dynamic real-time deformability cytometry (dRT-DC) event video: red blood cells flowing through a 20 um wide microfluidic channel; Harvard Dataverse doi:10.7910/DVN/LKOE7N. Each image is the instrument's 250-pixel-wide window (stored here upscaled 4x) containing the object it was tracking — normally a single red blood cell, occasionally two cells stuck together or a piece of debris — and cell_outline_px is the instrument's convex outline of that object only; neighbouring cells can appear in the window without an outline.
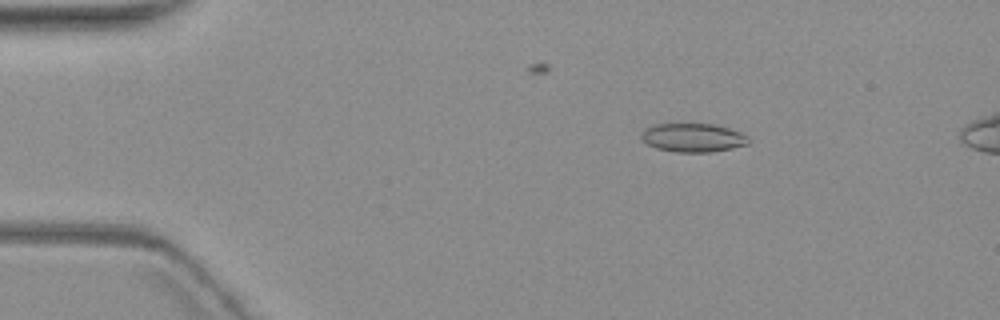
{"species": "common noctule bat (a hibernating species)", "species_latin": "Nyctalus noctula", "temperature_condition": "warm", "stored_images_in_passage": 4, "camera_frame_rate_fps": 3000, "um_per_image_px": 0.085, "animal": {"sex": "female", "body_mass_g": 19.3, "forearm_length_mm": 54.1}, "frame": {"image": 1, "passage_image": 2, "time_ms": 1.0, "image_size_px": [1000, 320], "cell_outline_px": [[748, 144], [732, 148], [712, 152], [676, 152], [656, 148], [648, 144], [640, 136], [640, 132], [644, 128], [656, 124], [716, 124], [740, 132], [748, 136]], "centroid_in_image_um": [58.89, 11.7], "position_along_channel_um": 26.1, "area_um2": 17.92}}